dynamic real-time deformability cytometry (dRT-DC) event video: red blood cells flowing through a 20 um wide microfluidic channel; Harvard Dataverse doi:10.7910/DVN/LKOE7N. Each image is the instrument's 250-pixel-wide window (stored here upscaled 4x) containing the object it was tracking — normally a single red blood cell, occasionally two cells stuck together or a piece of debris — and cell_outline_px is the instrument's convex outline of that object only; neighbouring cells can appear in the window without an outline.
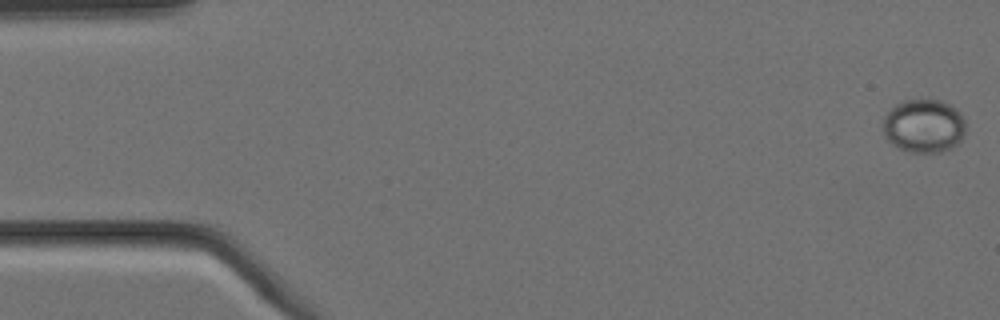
{"species": "Egyptian fruit bat (a non-hibernating species)", "species_latin": "Rousettus aegyptiacus", "temperature_condition": "cold", "stored_images_in_passage": 5, "camera_frame_rate_fps": 3000, "um_per_image_px": 0.085, "animal": {"sex": "female"}, "frame": {"image": 1, "passage_image": 1, "time_ms": 0.0, "image_size_px": [1000, 320], "cell_outline_px": [[964, 132], [960, 140], [952, 148], [940, 152], [908, 152], [892, 144], [888, 140], [884, 132], [884, 116], [896, 104], [904, 100], [940, 100], [956, 108], [960, 112], [964, 120]], "centroid_in_image_um": [78.53, 10.7], "position_along_channel_um": 6.5, "area_um2": 25.55}}